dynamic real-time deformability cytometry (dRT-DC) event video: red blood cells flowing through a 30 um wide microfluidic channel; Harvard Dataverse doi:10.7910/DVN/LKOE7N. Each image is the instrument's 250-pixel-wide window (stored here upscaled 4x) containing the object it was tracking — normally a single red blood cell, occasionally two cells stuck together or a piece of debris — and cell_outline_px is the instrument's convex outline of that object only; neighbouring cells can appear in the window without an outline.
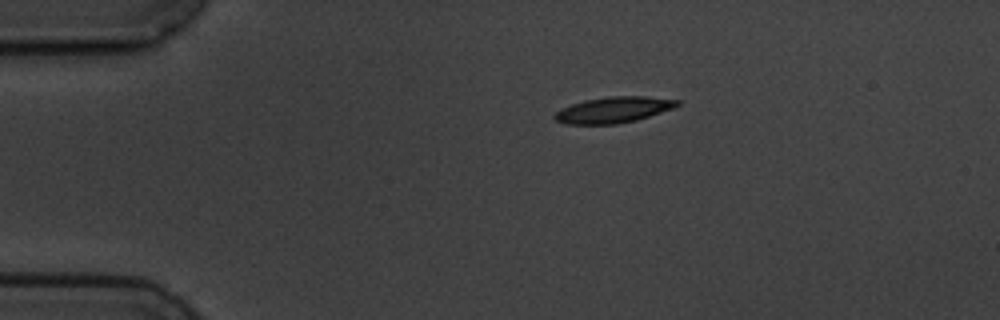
{"species": "common noctule bat (a hibernating species)", "species_latin": "Nyctalus noctula", "temperature_condition": "cold", "stored_images_in_passage": 7, "camera_frame_rate_fps": 3000, "um_per_image_px": 0.085, "animal": {"sex": "male", "body_mass_g": 19.5, "forearm_length_mm": 54.6}, "frame": {"image": 1, "passage_image": 1, "time_ms": 0.0, "image_size_px": [1000, 320], "cell_outline_px": [[680, 104], [672, 108], [636, 120], [616, 124], [564, 124], [556, 120], [552, 116], [556, 112], [572, 104], [584, 100], [608, 96], [648, 96], [680, 100]], "centroid_in_image_um": [52.14, 9.33], "position_along_channel_um": 32.9, "area_um2": 18.44}}
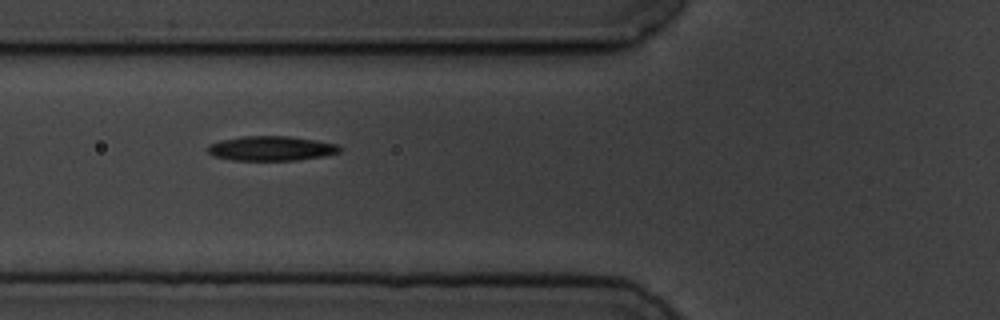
{"frame": {"image": 2, "passage_image": 4, "time_ms": 3.333, "image_size_px": [1000, 320], "cell_outline_px": [[340, 152], [324, 156], [296, 160], [232, 160], [216, 156], [208, 152], [208, 144], [220, 140], [240, 136], [288, 136], [316, 140], [336, 144], [340, 148]], "centroid_in_image_um": [23.04, 12.61], "position_along_channel_um": 102.8, "area_um2": 18.84}}
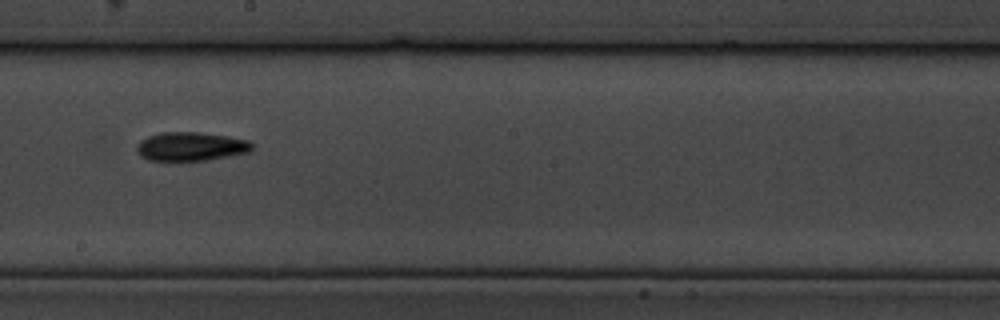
{"frame": {"image": 3, "passage_image": 7, "time_ms": 7.0, "image_size_px": [1000, 320], "cell_outline_px": [[252, 148], [248, 152], [228, 156], [204, 160], [168, 164], [148, 160], [140, 156], [136, 148], [136, 144], [140, 140], [148, 136], [160, 132], [200, 132], [228, 136], [248, 140], [252, 144]], "centroid_in_image_um": [16.12, 12.49], "position_along_channel_um": 232.1, "area_um2": 20.06}}